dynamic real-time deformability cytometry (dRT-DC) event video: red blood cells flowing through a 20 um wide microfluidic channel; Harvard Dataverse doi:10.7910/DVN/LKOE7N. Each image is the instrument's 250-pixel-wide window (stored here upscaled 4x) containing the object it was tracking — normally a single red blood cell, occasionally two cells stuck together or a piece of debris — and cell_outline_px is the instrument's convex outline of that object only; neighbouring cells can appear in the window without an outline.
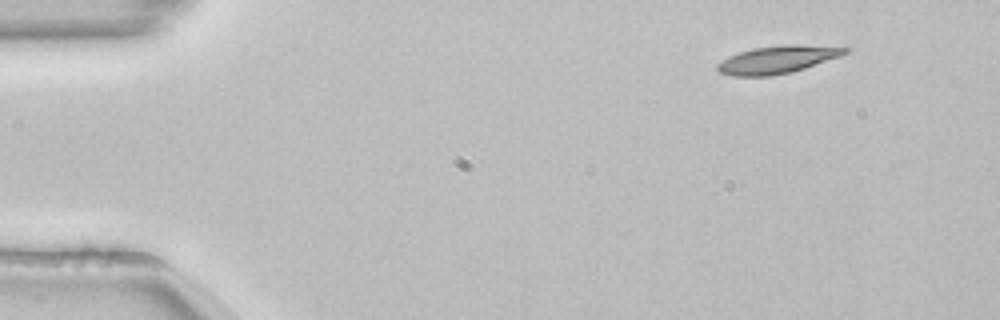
{"species": "common noctule bat (a hibernating species)", "species_latin": "Nyctalus noctula", "temperature_condition": "room temperature", "stored_images_in_passage": 2, "camera_frame_rate_fps": 3000, "um_per_image_px": 0.085, "animal": {"sex": "female", "body_mass_g": 22.7, "forearm_length_mm": 54.2}, "frame": {"image": 1, "passage_image": 1, "time_ms": 0.0, "image_size_px": [1000, 320], "cell_outline_px": [[156, 260], [144, 264], [136, 264], [72, 260], [32, 256], [84, 244], [116, 244]], "centroid_in_image_um": [8.44, 21.61], "position_along_channel_um": 76.6, "area_um2": 10.52}}